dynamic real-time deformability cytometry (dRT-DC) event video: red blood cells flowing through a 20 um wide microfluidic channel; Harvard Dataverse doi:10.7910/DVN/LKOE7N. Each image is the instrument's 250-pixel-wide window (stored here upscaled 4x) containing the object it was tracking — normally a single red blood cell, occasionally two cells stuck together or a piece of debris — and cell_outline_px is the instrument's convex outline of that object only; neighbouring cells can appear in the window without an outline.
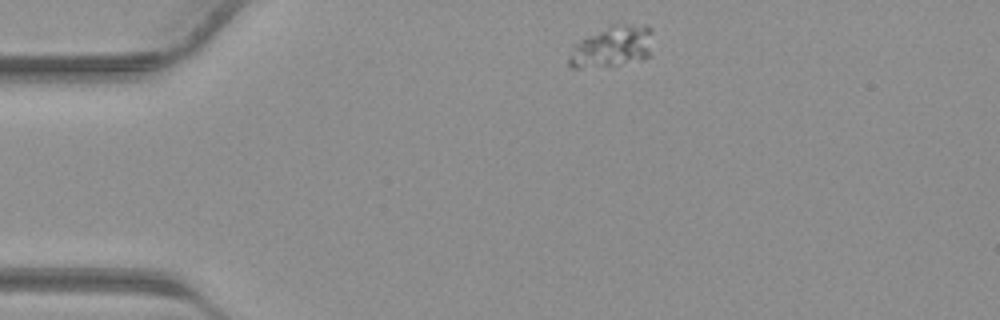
{"species": "common noctule bat (a hibernating species)", "species_latin": "Nyctalus noctula", "temperature_condition": "warm", "stored_images_in_passage": 35, "camera_frame_rate_fps": 3000, "um_per_image_px": 0.085, "animal": {"sex": "male", "body_mass_g": 23.1, "forearm_length_mm": 52.7}, "frame": {"image": 1, "passage_image": 1, "time_ms": 0.0, "image_size_px": [1000, 320], "cell_outline_px": [[652, 56], [640, 60], [620, 64], [580, 68], [572, 68], [568, 64], [568, 56], [572, 44], [612, 24], [644, 24], [652, 28]], "centroid_in_image_um": [52.06, 3.95], "position_along_channel_um": 32.9, "area_um2": 20.58}}
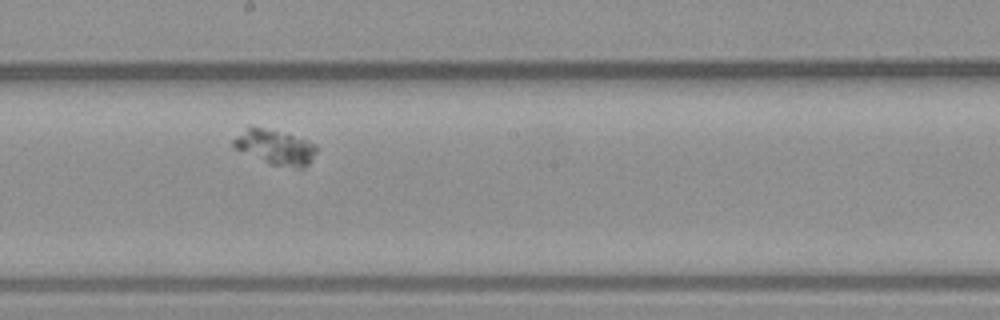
{"frame": {"image": 2, "passage_image": 16, "time_ms": 5.0, "image_size_px": [1000, 320], "cell_outline_px": [[316, 152], [308, 164], [300, 168], [296, 168], [268, 164], [232, 148], [232, 140], [236, 136], [248, 128], [260, 128], [292, 136], [316, 144]], "centroid_in_image_um": [23.35, 12.56], "position_along_channel_um": 224.9, "area_um2": 16.42}}
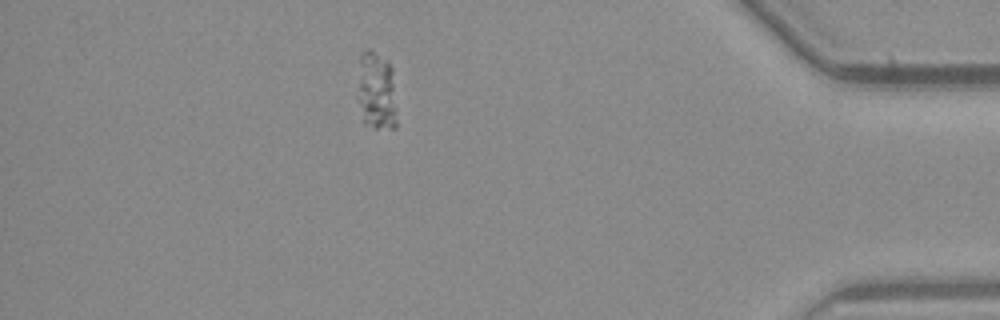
{"frame": {"image": 3, "passage_image": 30, "time_ms": 9.667, "image_size_px": [1000, 320], "cell_outline_px": [[396, 128], [376, 128], [364, 124], [356, 100], [356, 96], [360, 56], [368, 48], [388, 60], [392, 68], [396, 108]], "centroid_in_image_um": [31.97, 7.76], "position_along_channel_um": 403.2, "area_um2": 18.5}}